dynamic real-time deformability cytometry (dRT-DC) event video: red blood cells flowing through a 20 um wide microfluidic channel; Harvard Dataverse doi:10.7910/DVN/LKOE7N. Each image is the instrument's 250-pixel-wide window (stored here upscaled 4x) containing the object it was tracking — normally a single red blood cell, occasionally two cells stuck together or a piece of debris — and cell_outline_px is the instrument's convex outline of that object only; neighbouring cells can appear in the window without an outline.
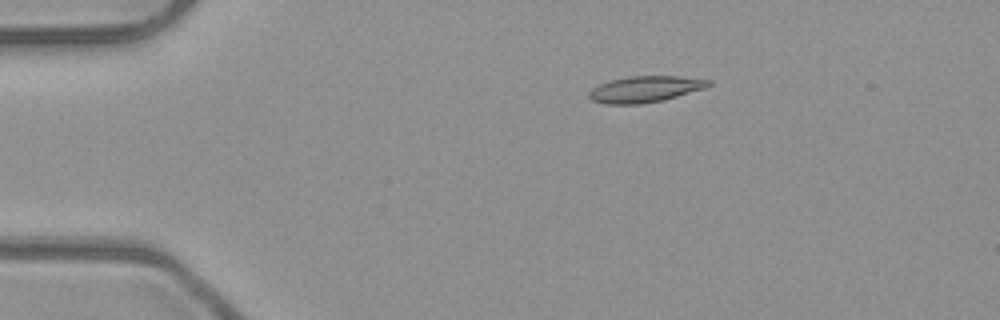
{"species": "common noctule bat (a hibernating species)", "species_latin": "Nyctalus noctula", "temperature_condition": "room temperature", "stored_images_in_passage": 7, "camera_frame_rate_fps": 3000, "um_per_image_px": 0.085, "animal": {"sex": "male", "body_mass_g": 23.1, "forearm_length_mm": 52.7}, "frame": {"image": 1, "passage_image": 3, "time_ms": 0.667, "image_size_px": [1000, 320], "cell_outline_px": [[712, 84], [704, 88], [664, 100], [640, 104], [604, 104], [592, 100], [588, 96], [588, 92], [592, 88], [600, 84], [612, 80], [628, 76], [680, 76], [712, 80]], "centroid_in_image_um": [54.83, 7.58], "position_along_channel_um": 30.2, "area_um2": 18.26}}
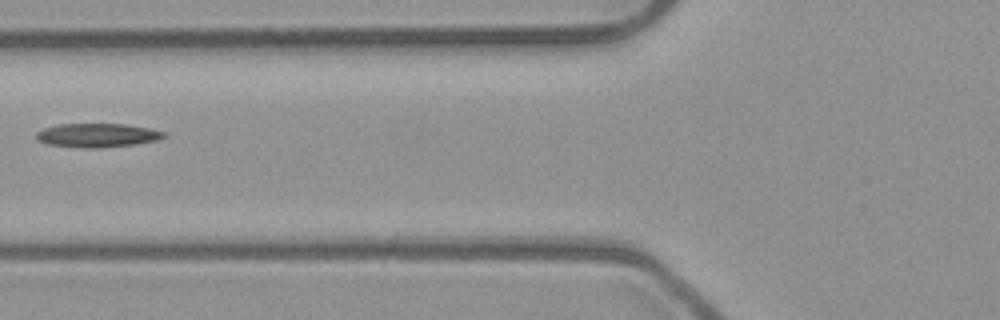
{"frame": {"image": 2, "passage_image": 6, "time_ms": 1.667, "image_size_px": [1000, 320], "cell_outline_px": [[168, 136], [156, 140], [136, 144], [100, 148], [80, 148], [44, 144], [36, 140], [36, 132], [44, 128], [56, 124], [128, 124], [168, 132]], "centroid_in_image_um": [8.26, 11.5], "position_along_channel_um": 117.5, "area_um2": 18.09}}
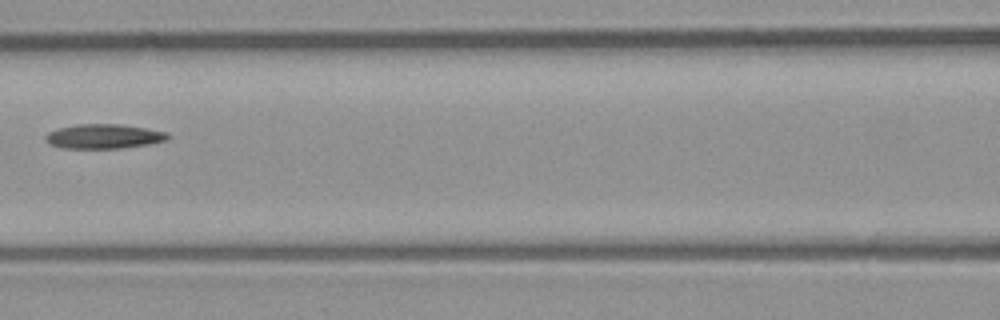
{"frame": {"image": 3, "passage_image": 7, "time_ms": 2.0, "image_size_px": [1000, 320], "cell_outline_px": [[172, 136], [168, 140], [148, 144], [120, 148], [64, 148], [52, 144], [44, 136], [48, 132], [60, 128], [76, 124], [120, 124], [168, 132]], "centroid_in_image_um": [8.88, 11.58], "position_along_channel_um": 157.7, "area_um2": 17.28}}